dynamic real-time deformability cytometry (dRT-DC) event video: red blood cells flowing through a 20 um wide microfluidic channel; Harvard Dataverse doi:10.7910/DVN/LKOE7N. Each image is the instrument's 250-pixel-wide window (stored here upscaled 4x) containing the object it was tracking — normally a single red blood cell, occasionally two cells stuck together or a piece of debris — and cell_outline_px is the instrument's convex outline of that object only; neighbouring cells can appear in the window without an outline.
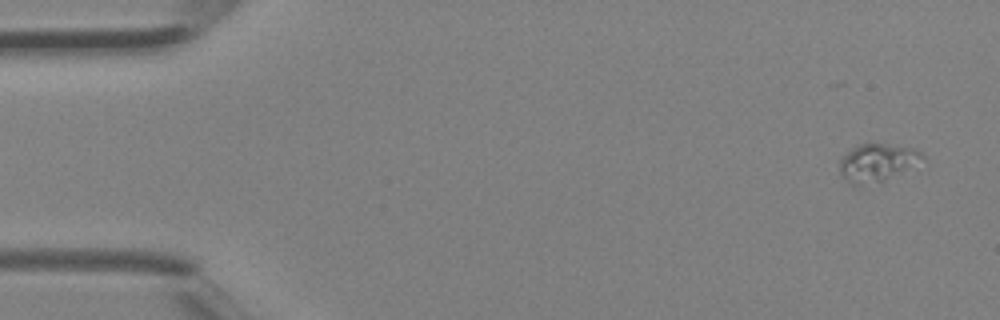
{"species": "Egyptian fruit bat (a non-hibernating species)", "species_latin": "Rousettus aegyptiacus", "temperature_condition": "room temperature", "stored_images_in_passage": 40, "camera_frame_rate_fps": 3000, "um_per_image_px": 0.085, "animal": {"sex": "female"}, "frame": {"image": 1, "passage_image": 1, "time_ms": 0.0, "image_size_px": [1000, 320], "cell_outline_px": [[924, 156], [884, 180], [860, 188], [852, 188], [840, 172], [840, 160], [856, 144], [884, 144], [912, 148], [920, 152]], "centroid_in_image_um": [74.4, 13.86], "position_along_channel_um": 10.6, "area_um2": 17.57}}
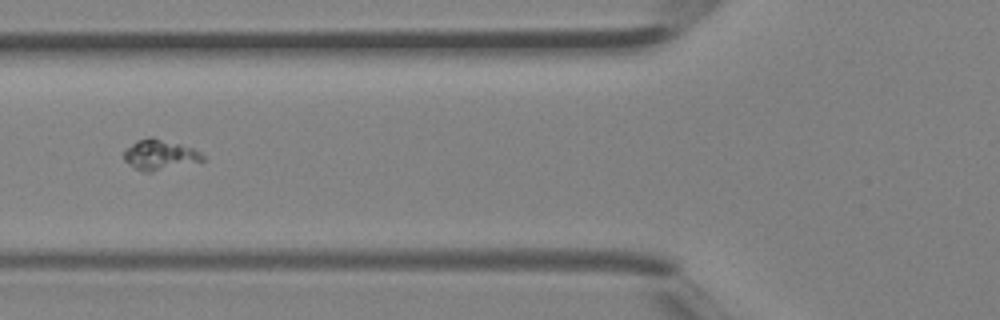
{"frame": {"image": 2, "passage_image": 15, "time_ms": 4.667, "image_size_px": [1000, 320], "cell_outline_px": [[204, 160], [152, 172], [144, 172], [128, 164], [124, 160], [124, 152], [136, 140], [152, 136], [180, 144], [192, 148], [200, 152], [204, 156]], "centroid_in_image_um": [13.56, 13.15], "position_along_channel_um": 112.2, "area_um2": 13.7}}
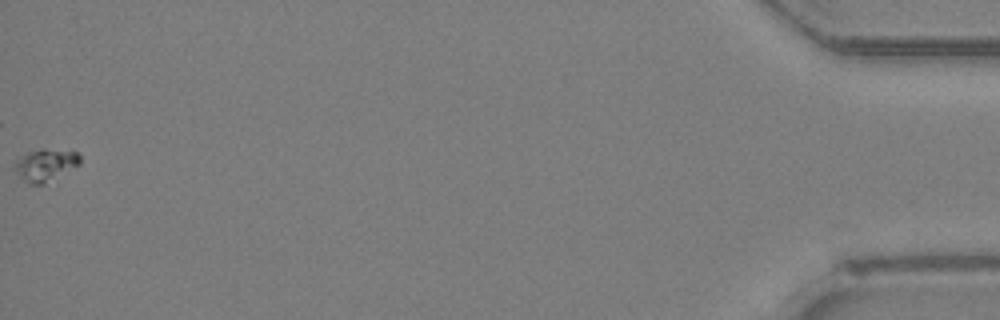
{"frame": {"image": 3, "passage_image": 40, "time_ms": 13.0, "image_size_px": [1000, 320], "cell_outline_px": [[80, 164], [44, 184], [28, 184], [12, 168], [16, 160], [28, 152], [40, 148], [44, 148], [76, 152], [80, 156]], "centroid_in_image_um": [3.84, 14.01], "position_along_channel_um": 431.4, "area_um2": 12.2}}